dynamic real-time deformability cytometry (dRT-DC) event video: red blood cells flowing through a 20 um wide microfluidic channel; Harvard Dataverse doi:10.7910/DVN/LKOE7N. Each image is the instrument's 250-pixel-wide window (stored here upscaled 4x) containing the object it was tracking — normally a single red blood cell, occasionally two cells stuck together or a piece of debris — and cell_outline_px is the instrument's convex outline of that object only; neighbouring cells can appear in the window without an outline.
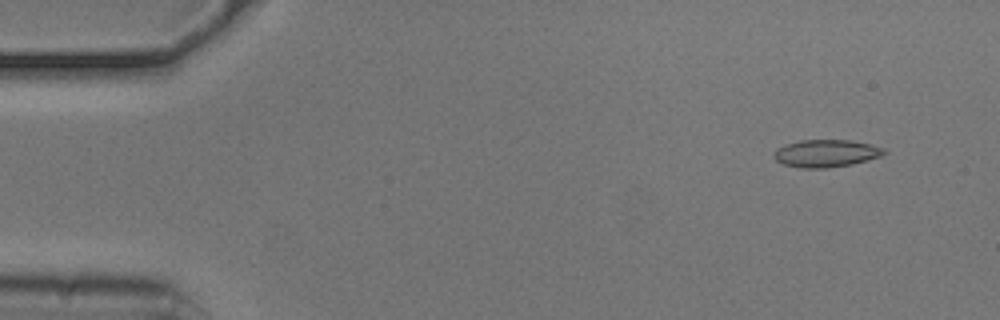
{"species": "common noctule bat (a hibernating species)", "species_latin": "Nyctalus noctula", "temperature_condition": "cold", "stored_images_in_passage": 54, "camera_frame_rate_fps": 3000, "um_per_image_px": 0.085, "animal": {"sex": "male", "body_mass_g": 20.5, "forearm_length_mm": 52.5}, "frame": {"image": 1, "passage_image": 4, "time_ms": 1.0, "image_size_px": [1000, 320], "cell_outline_px": [[888, 152], [880, 156], [868, 160], [852, 164], [828, 168], [800, 168], [784, 164], [776, 160], [772, 156], [776, 148], [784, 144], [800, 140], [852, 140], [884, 148]], "centroid_in_image_um": [70.19, 13.03], "position_along_channel_um": 14.8, "area_um2": 17.74}}
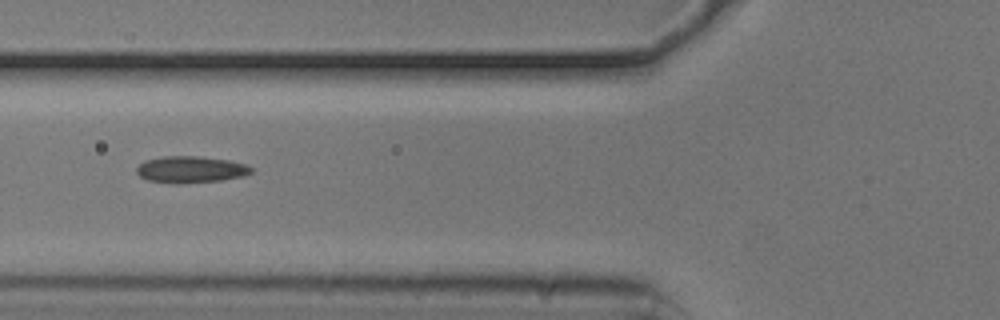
{"frame": {"image": 2, "passage_image": 20, "time_ms": 6.333, "image_size_px": [1000, 320], "cell_outline_px": [[252, 172], [244, 176], [220, 180], [176, 184], [148, 180], [140, 176], [136, 172], [136, 168], [144, 160], [164, 156], [200, 156], [228, 160], [244, 164], [252, 168]], "centroid_in_image_um": [16.18, 14.4], "position_along_channel_um": 109.6, "area_um2": 17.74}}
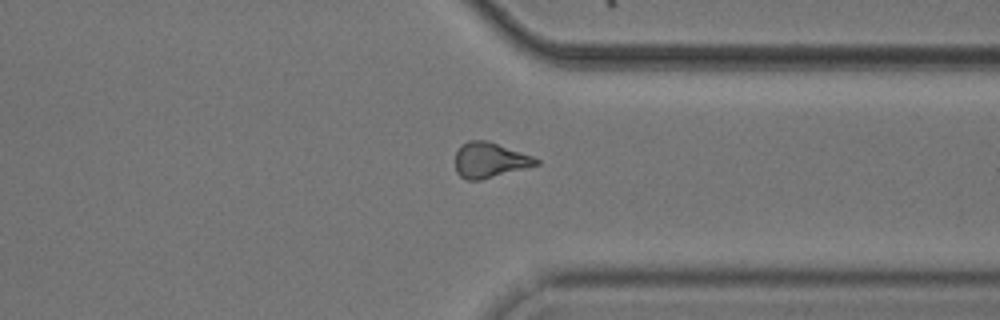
{"frame": {"image": 3, "passage_image": 41, "time_ms": 13.333, "image_size_px": [1000, 320], "cell_outline_px": [[540, 164], [480, 180], [468, 180], [460, 176], [456, 172], [456, 152], [468, 140], [484, 140], [532, 156], [540, 160]], "centroid_in_image_um": [41.62, 13.62], "position_along_channel_um": 369.8, "area_um2": 16.18}, "authors_computed_cell_mechanics": {"area_um2": 16.762, "velocity_mm_per_s": 3.7241, "shape_relaxation_time_tau1_ms": null, "shape_relaxation_time_tau2_ms": 2.9016, "deformation_change_tau1": null, "deformation_change_tau2": 0.0864}}